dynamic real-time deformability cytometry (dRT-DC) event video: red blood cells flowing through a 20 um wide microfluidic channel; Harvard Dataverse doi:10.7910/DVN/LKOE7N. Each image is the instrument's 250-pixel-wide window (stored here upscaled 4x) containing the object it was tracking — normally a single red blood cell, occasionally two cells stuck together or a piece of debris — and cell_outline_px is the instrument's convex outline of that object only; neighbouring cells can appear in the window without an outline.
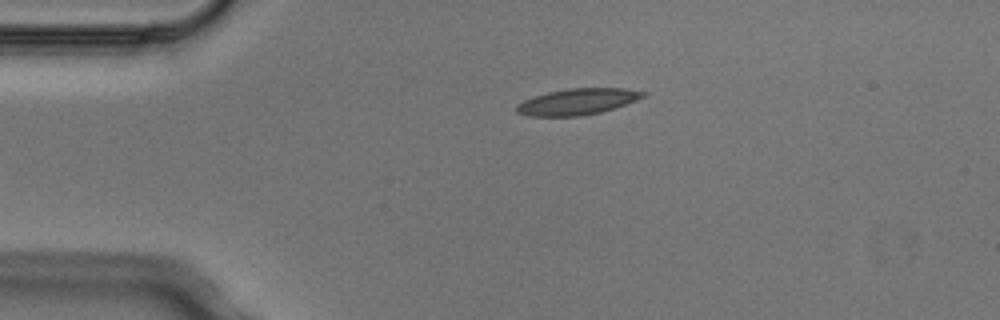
{"species": "Egyptian fruit bat (a non-hibernating species)", "species_latin": "Rousettus aegyptiacus", "temperature_condition": "cold", "stored_images_in_passage": 2, "camera_frame_rate_fps": 3000, "um_per_image_px": 0.085, "animal": {"sex": "male"}, "frame": {"image": 1, "passage_image": 1, "time_ms": 0.0, "image_size_px": [1000, 320], "cell_outline_px": [[648, 92], [644, 96], [636, 100], [600, 112], [580, 116], [528, 116], [516, 112], [516, 104], [524, 100], [548, 92], [568, 88], [624, 88]], "centroid_in_image_um": [49.06, 8.64], "position_along_channel_um": 35.9, "area_um2": 19.13}}